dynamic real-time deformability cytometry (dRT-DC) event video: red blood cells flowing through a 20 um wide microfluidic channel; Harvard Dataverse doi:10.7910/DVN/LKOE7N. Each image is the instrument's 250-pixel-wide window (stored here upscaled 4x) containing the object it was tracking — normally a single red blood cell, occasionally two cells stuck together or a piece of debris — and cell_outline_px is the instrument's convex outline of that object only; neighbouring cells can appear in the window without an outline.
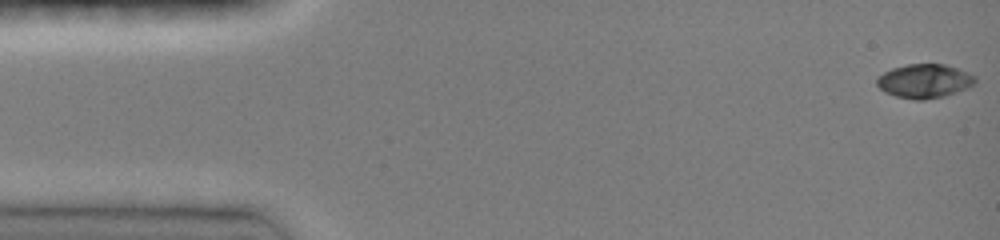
{"species": "common noctule bat (a hibernating species)", "species_latin": "Nyctalus noctula", "temperature_condition": "room temperature", "stored_images_in_passage": 47, "camera_frame_rate_fps": 3000, "um_per_image_px": 0.085, "animal": {"sex": "female", "body_mass_g": 19.0, "forearm_length_mm": 51.5}, "frame": {"image": 1, "passage_image": 1, "time_ms": 0.0, "image_size_px": [1000, 240], "cell_outline_px": [[976, 84], [968, 88], [944, 96], [924, 100], [912, 100], [896, 96], [884, 92], [876, 84], [876, 76], [892, 68], [908, 64], [944, 64], [956, 68], [976, 76]], "centroid_in_image_um": [78.56, 6.9], "position_along_channel_um": 6.4, "area_um2": 19.59}}
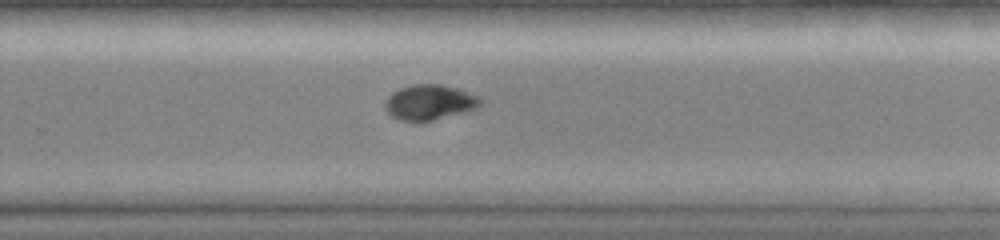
{"frame": {"image": 2, "passage_image": 31, "time_ms": 10.0, "image_size_px": [1000, 240], "cell_outline_px": [[484, 104], [476, 108], [420, 124], [400, 120], [392, 116], [384, 108], [384, 104], [388, 96], [392, 92], [400, 88], [412, 84], [440, 84], [456, 88], [480, 96], [484, 100]], "centroid_in_image_um": [36.51, 8.71], "position_along_channel_um": 293.3, "area_um2": 20.0}}
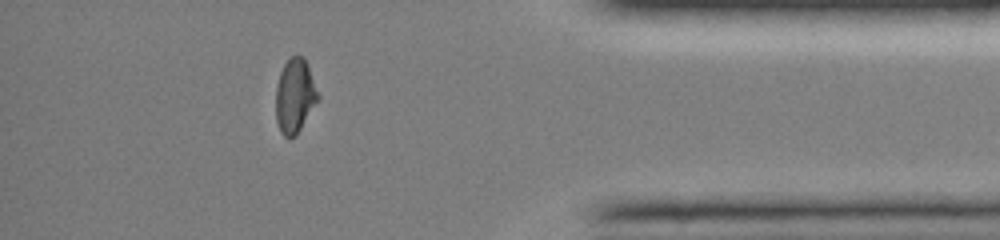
{"frame": {"image": 3, "passage_image": 41, "time_ms": 13.333, "image_size_px": [1000, 240], "cell_outline_px": [[320, 100], [296, 136], [288, 140], [280, 132], [276, 120], [276, 84], [280, 72], [284, 64], [292, 56], [304, 56], [308, 64], [320, 96]], "centroid_in_image_um": [25.08, 8.18], "position_along_channel_um": 410.1, "area_um2": 18.73}, "authors_computed_cell_mechanics": {"area_um2": 19.5942, "velocity_mm_per_s": 4.1226, "shape_relaxation_time_tau1_ms": 4.3234, "shape_relaxation_time_tau2_ms": null, "deformation_change_tau1": 0.19, "deformation_change_tau2": null}}